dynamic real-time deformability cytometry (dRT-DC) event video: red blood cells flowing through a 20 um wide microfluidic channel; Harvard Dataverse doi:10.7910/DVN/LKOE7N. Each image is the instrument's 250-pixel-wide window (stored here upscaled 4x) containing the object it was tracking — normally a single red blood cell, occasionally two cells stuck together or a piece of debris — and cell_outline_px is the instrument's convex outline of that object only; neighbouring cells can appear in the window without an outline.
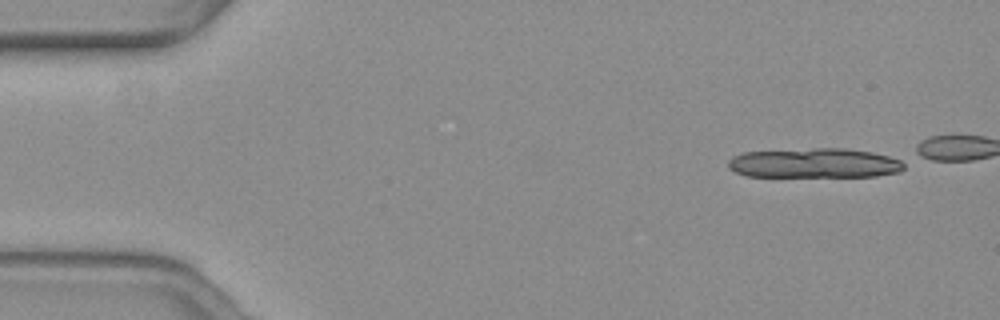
{"species": "common noctule bat (a hibernating species)", "species_latin": "Nyctalus noctula", "temperature_condition": "warm", "stored_images_in_passage": 11, "camera_frame_rate_fps": 3000, "um_per_image_px": 0.085, "animal": {"sex": "female", "body_mass_g": 19.3, "forearm_length_mm": 54.1}, "frame": {"image": 1, "passage_image": 1, "time_ms": 0.0, "image_size_px": [1000, 320], "cell_outline_px": [[904, 168], [900, 172], [876, 176], [744, 176], [728, 168], [728, 160], [732, 156], [744, 152], [816, 148], [844, 148], [872, 152], [888, 156], [900, 160], [904, 164]], "centroid_in_image_um": [69.21, 13.86], "position_along_channel_um": 15.8, "area_um2": 30.4}}